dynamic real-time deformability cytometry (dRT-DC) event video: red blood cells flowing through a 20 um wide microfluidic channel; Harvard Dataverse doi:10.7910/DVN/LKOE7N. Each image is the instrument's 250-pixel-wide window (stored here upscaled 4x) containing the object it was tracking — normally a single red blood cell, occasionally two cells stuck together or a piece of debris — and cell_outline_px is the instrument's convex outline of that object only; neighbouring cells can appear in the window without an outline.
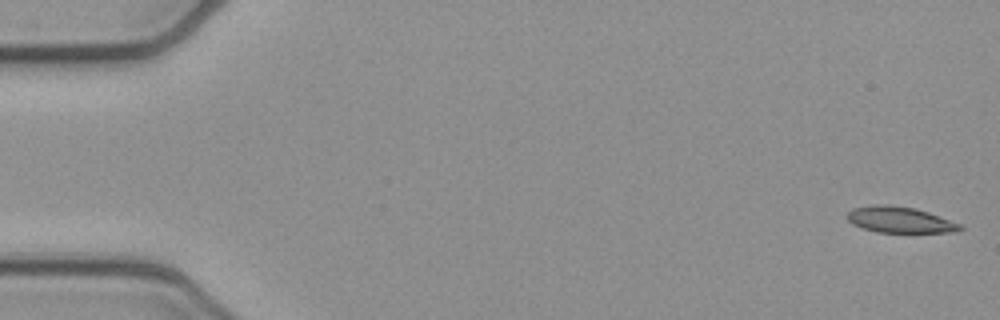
{"species": "common noctule bat (a hibernating species)", "species_latin": "Nyctalus noctula", "temperature_condition": "cold", "stored_images_in_passage": 8, "camera_frame_rate_fps": 3000, "um_per_image_px": 0.085, "animal": {"sex": "female", "body_mass_g": 21.9}, "frame": {"image": 1, "passage_image": 1, "time_ms": 0.0, "image_size_px": [1000, 320], "cell_outline_px": [[964, 228], [956, 232], [876, 232], [852, 224], [848, 220], [848, 212], [852, 208], [872, 204], [888, 204], [916, 208], [928, 212], [960, 224]], "centroid_in_image_um": [76.46, 18.67], "position_along_channel_um": 8.5, "area_um2": 17.11}}